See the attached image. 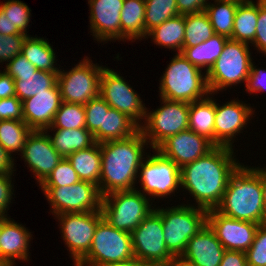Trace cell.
<instances>
[{
  "label": "cell",
  "instance_id": "obj_1",
  "mask_svg": "<svg viewBox=\"0 0 266 266\" xmlns=\"http://www.w3.org/2000/svg\"><path fill=\"white\" fill-rule=\"evenodd\" d=\"M233 154V148L215 146L180 168L181 187L194 197L197 207L208 211L220 204L231 175L241 165Z\"/></svg>",
  "mask_w": 266,
  "mask_h": 266
},
{
  "label": "cell",
  "instance_id": "obj_2",
  "mask_svg": "<svg viewBox=\"0 0 266 266\" xmlns=\"http://www.w3.org/2000/svg\"><path fill=\"white\" fill-rule=\"evenodd\" d=\"M145 145L148 142L140 130L126 139L100 143L102 167L98 189L102 197L115 191L136 189L138 170L146 159Z\"/></svg>",
  "mask_w": 266,
  "mask_h": 266
},
{
  "label": "cell",
  "instance_id": "obj_3",
  "mask_svg": "<svg viewBox=\"0 0 266 266\" xmlns=\"http://www.w3.org/2000/svg\"><path fill=\"white\" fill-rule=\"evenodd\" d=\"M215 210L229 218L266 224L261 168L240 165L231 175L222 200Z\"/></svg>",
  "mask_w": 266,
  "mask_h": 266
},
{
  "label": "cell",
  "instance_id": "obj_4",
  "mask_svg": "<svg viewBox=\"0 0 266 266\" xmlns=\"http://www.w3.org/2000/svg\"><path fill=\"white\" fill-rule=\"evenodd\" d=\"M201 73L181 53H176L160 79V98L192 103L211 95L207 75Z\"/></svg>",
  "mask_w": 266,
  "mask_h": 266
},
{
  "label": "cell",
  "instance_id": "obj_5",
  "mask_svg": "<svg viewBox=\"0 0 266 266\" xmlns=\"http://www.w3.org/2000/svg\"><path fill=\"white\" fill-rule=\"evenodd\" d=\"M190 205L154 208L162 219L165 245L174 257H181L188 241L207 223V210Z\"/></svg>",
  "mask_w": 266,
  "mask_h": 266
},
{
  "label": "cell",
  "instance_id": "obj_6",
  "mask_svg": "<svg viewBox=\"0 0 266 266\" xmlns=\"http://www.w3.org/2000/svg\"><path fill=\"white\" fill-rule=\"evenodd\" d=\"M141 190L115 191L102 197L103 219L118 230L131 233L154 210Z\"/></svg>",
  "mask_w": 266,
  "mask_h": 266
},
{
  "label": "cell",
  "instance_id": "obj_7",
  "mask_svg": "<svg viewBox=\"0 0 266 266\" xmlns=\"http://www.w3.org/2000/svg\"><path fill=\"white\" fill-rule=\"evenodd\" d=\"M249 44L228 39L222 53L207 72V83L212 95L232 85L247 81L251 68Z\"/></svg>",
  "mask_w": 266,
  "mask_h": 266
},
{
  "label": "cell",
  "instance_id": "obj_8",
  "mask_svg": "<svg viewBox=\"0 0 266 266\" xmlns=\"http://www.w3.org/2000/svg\"><path fill=\"white\" fill-rule=\"evenodd\" d=\"M134 257L131 233L102 219L94 232L89 252L75 266H100Z\"/></svg>",
  "mask_w": 266,
  "mask_h": 266
},
{
  "label": "cell",
  "instance_id": "obj_9",
  "mask_svg": "<svg viewBox=\"0 0 266 266\" xmlns=\"http://www.w3.org/2000/svg\"><path fill=\"white\" fill-rule=\"evenodd\" d=\"M161 99L164 105L154 111H146V122L140 125V131L153 149L169 136L188 129L190 103Z\"/></svg>",
  "mask_w": 266,
  "mask_h": 266
},
{
  "label": "cell",
  "instance_id": "obj_10",
  "mask_svg": "<svg viewBox=\"0 0 266 266\" xmlns=\"http://www.w3.org/2000/svg\"><path fill=\"white\" fill-rule=\"evenodd\" d=\"M87 58V59H86ZM70 71L58 72L57 85L62 102L85 105L99 96L102 66L86 57Z\"/></svg>",
  "mask_w": 266,
  "mask_h": 266
},
{
  "label": "cell",
  "instance_id": "obj_11",
  "mask_svg": "<svg viewBox=\"0 0 266 266\" xmlns=\"http://www.w3.org/2000/svg\"><path fill=\"white\" fill-rule=\"evenodd\" d=\"M161 216L153 210L131 232L134 257L148 266H164L174 256L168 251Z\"/></svg>",
  "mask_w": 266,
  "mask_h": 266
},
{
  "label": "cell",
  "instance_id": "obj_12",
  "mask_svg": "<svg viewBox=\"0 0 266 266\" xmlns=\"http://www.w3.org/2000/svg\"><path fill=\"white\" fill-rule=\"evenodd\" d=\"M51 204L52 214L85 213L101 210L102 196L98 186L88 182L63 187H41Z\"/></svg>",
  "mask_w": 266,
  "mask_h": 266
},
{
  "label": "cell",
  "instance_id": "obj_13",
  "mask_svg": "<svg viewBox=\"0 0 266 266\" xmlns=\"http://www.w3.org/2000/svg\"><path fill=\"white\" fill-rule=\"evenodd\" d=\"M153 150L156 151V155H147V159L142 161L138 170L139 182L143 189L141 193L149 195V199L150 196H170L181 187L180 167L157 149Z\"/></svg>",
  "mask_w": 266,
  "mask_h": 266
},
{
  "label": "cell",
  "instance_id": "obj_14",
  "mask_svg": "<svg viewBox=\"0 0 266 266\" xmlns=\"http://www.w3.org/2000/svg\"><path fill=\"white\" fill-rule=\"evenodd\" d=\"M55 217L60 221L61 237L76 265L90 250L95 229L103 219L102 211L64 213Z\"/></svg>",
  "mask_w": 266,
  "mask_h": 266
},
{
  "label": "cell",
  "instance_id": "obj_15",
  "mask_svg": "<svg viewBox=\"0 0 266 266\" xmlns=\"http://www.w3.org/2000/svg\"><path fill=\"white\" fill-rule=\"evenodd\" d=\"M99 95L111 108L127 114L139 126L141 120H145L147 108L139 95L120 74L110 68H103Z\"/></svg>",
  "mask_w": 266,
  "mask_h": 266
},
{
  "label": "cell",
  "instance_id": "obj_16",
  "mask_svg": "<svg viewBox=\"0 0 266 266\" xmlns=\"http://www.w3.org/2000/svg\"><path fill=\"white\" fill-rule=\"evenodd\" d=\"M207 224L226 250L246 252L252 245L260 224L226 217L211 209L207 211Z\"/></svg>",
  "mask_w": 266,
  "mask_h": 266
},
{
  "label": "cell",
  "instance_id": "obj_17",
  "mask_svg": "<svg viewBox=\"0 0 266 266\" xmlns=\"http://www.w3.org/2000/svg\"><path fill=\"white\" fill-rule=\"evenodd\" d=\"M22 157L31 168L37 182L41 184L63 159L53 148L49 134L44 130H33L27 137Z\"/></svg>",
  "mask_w": 266,
  "mask_h": 266
},
{
  "label": "cell",
  "instance_id": "obj_18",
  "mask_svg": "<svg viewBox=\"0 0 266 266\" xmlns=\"http://www.w3.org/2000/svg\"><path fill=\"white\" fill-rule=\"evenodd\" d=\"M214 147L208 139L187 129L169 136L156 149L181 168L203 157Z\"/></svg>",
  "mask_w": 266,
  "mask_h": 266
},
{
  "label": "cell",
  "instance_id": "obj_19",
  "mask_svg": "<svg viewBox=\"0 0 266 266\" xmlns=\"http://www.w3.org/2000/svg\"><path fill=\"white\" fill-rule=\"evenodd\" d=\"M252 107L232 100L220 106L215 101L214 146L232 148L233 138L241 133L254 111ZM232 141V142H231Z\"/></svg>",
  "mask_w": 266,
  "mask_h": 266
},
{
  "label": "cell",
  "instance_id": "obj_20",
  "mask_svg": "<svg viewBox=\"0 0 266 266\" xmlns=\"http://www.w3.org/2000/svg\"><path fill=\"white\" fill-rule=\"evenodd\" d=\"M90 29L98 41L120 40V14L124 0H88Z\"/></svg>",
  "mask_w": 266,
  "mask_h": 266
},
{
  "label": "cell",
  "instance_id": "obj_21",
  "mask_svg": "<svg viewBox=\"0 0 266 266\" xmlns=\"http://www.w3.org/2000/svg\"><path fill=\"white\" fill-rule=\"evenodd\" d=\"M62 103L58 85L22 101L23 120L32 130H45Z\"/></svg>",
  "mask_w": 266,
  "mask_h": 266
},
{
  "label": "cell",
  "instance_id": "obj_22",
  "mask_svg": "<svg viewBox=\"0 0 266 266\" xmlns=\"http://www.w3.org/2000/svg\"><path fill=\"white\" fill-rule=\"evenodd\" d=\"M225 248L206 223L189 241L181 257L194 266H219Z\"/></svg>",
  "mask_w": 266,
  "mask_h": 266
},
{
  "label": "cell",
  "instance_id": "obj_23",
  "mask_svg": "<svg viewBox=\"0 0 266 266\" xmlns=\"http://www.w3.org/2000/svg\"><path fill=\"white\" fill-rule=\"evenodd\" d=\"M31 232L24 226L10 220L8 216L1 217L0 257L10 266H15V260H27Z\"/></svg>",
  "mask_w": 266,
  "mask_h": 266
},
{
  "label": "cell",
  "instance_id": "obj_24",
  "mask_svg": "<svg viewBox=\"0 0 266 266\" xmlns=\"http://www.w3.org/2000/svg\"><path fill=\"white\" fill-rule=\"evenodd\" d=\"M211 96L190 103L188 129L214 145L215 101Z\"/></svg>",
  "mask_w": 266,
  "mask_h": 266
},
{
  "label": "cell",
  "instance_id": "obj_25",
  "mask_svg": "<svg viewBox=\"0 0 266 266\" xmlns=\"http://www.w3.org/2000/svg\"><path fill=\"white\" fill-rule=\"evenodd\" d=\"M67 159L71 162L73 169L81 181L91 182L99 187L102 159L99 143L73 152Z\"/></svg>",
  "mask_w": 266,
  "mask_h": 266
},
{
  "label": "cell",
  "instance_id": "obj_26",
  "mask_svg": "<svg viewBox=\"0 0 266 266\" xmlns=\"http://www.w3.org/2000/svg\"><path fill=\"white\" fill-rule=\"evenodd\" d=\"M228 38L219 34H214L204 42L193 46L183 47L181 54L200 70L206 68V74L214 65L215 61L222 53L223 47Z\"/></svg>",
  "mask_w": 266,
  "mask_h": 266
},
{
  "label": "cell",
  "instance_id": "obj_27",
  "mask_svg": "<svg viewBox=\"0 0 266 266\" xmlns=\"http://www.w3.org/2000/svg\"><path fill=\"white\" fill-rule=\"evenodd\" d=\"M53 136L49 135L53 148L67 158L73 152L87 149L97 142L94 135L87 128L53 129Z\"/></svg>",
  "mask_w": 266,
  "mask_h": 266
},
{
  "label": "cell",
  "instance_id": "obj_28",
  "mask_svg": "<svg viewBox=\"0 0 266 266\" xmlns=\"http://www.w3.org/2000/svg\"><path fill=\"white\" fill-rule=\"evenodd\" d=\"M120 15L121 40L145 38V0H124Z\"/></svg>",
  "mask_w": 266,
  "mask_h": 266
},
{
  "label": "cell",
  "instance_id": "obj_29",
  "mask_svg": "<svg viewBox=\"0 0 266 266\" xmlns=\"http://www.w3.org/2000/svg\"><path fill=\"white\" fill-rule=\"evenodd\" d=\"M259 15V0L241 2L237 6L231 40L253 43Z\"/></svg>",
  "mask_w": 266,
  "mask_h": 266
},
{
  "label": "cell",
  "instance_id": "obj_30",
  "mask_svg": "<svg viewBox=\"0 0 266 266\" xmlns=\"http://www.w3.org/2000/svg\"><path fill=\"white\" fill-rule=\"evenodd\" d=\"M150 36L153 42L165 48L175 49L181 53L185 37V15L170 18L151 29L146 37Z\"/></svg>",
  "mask_w": 266,
  "mask_h": 266
},
{
  "label": "cell",
  "instance_id": "obj_31",
  "mask_svg": "<svg viewBox=\"0 0 266 266\" xmlns=\"http://www.w3.org/2000/svg\"><path fill=\"white\" fill-rule=\"evenodd\" d=\"M58 73L37 70L35 73L18 74L14 78L16 97L24 101L40 92L57 86Z\"/></svg>",
  "mask_w": 266,
  "mask_h": 266
},
{
  "label": "cell",
  "instance_id": "obj_32",
  "mask_svg": "<svg viewBox=\"0 0 266 266\" xmlns=\"http://www.w3.org/2000/svg\"><path fill=\"white\" fill-rule=\"evenodd\" d=\"M21 54L37 70L58 73L60 70L54 65L56 63L55 52L44 38L28 36L23 44Z\"/></svg>",
  "mask_w": 266,
  "mask_h": 266
},
{
  "label": "cell",
  "instance_id": "obj_33",
  "mask_svg": "<svg viewBox=\"0 0 266 266\" xmlns=\"http://www.w3.org/2000/svg\"><path fill=\"white\" fill-rule=\"evenodd\" d=\"M214 2L215 4L209 3L204 12L209 18L214 33L231 39L234 18L239 3L231 0H215Z\"/></svg>",
  "mask_w": 266,
  "mask_h": 266
},
{
  "label": "cell",
  "instance_id": "obj_34",
  "mask_svg": "<svg viewBox=\"0 0 266 266\" xmlns=\"http://www.w3.org/2000/svg\"><path fill=\"white\" fill-rule=\"evenodd\" d=\"M139 130L140 126L127 114L113 108L104 110L103 142L126 139Z\"/></svg>",
  "mask_w": 266,
  "mask_h": 266
},
{
  "label": "cell",
  "instance_id": "obj_35",
  "mask_svg": "<svg viewBox=\"0 0 266 266\" xmlns=\"http://www.w3.org/2000/svg\"><path fill=\"white\" fill-rule=\"evenodd\" d=\"M32 131L24 120H0V144L11 156L13 152L22 153Z\"/></svg>",
  "mask_w": 266,
  "mask_h": 266
},
{
  "label": "cell",
  "instance_id": "obj_36",
  "mask_svg": "<svg viewBox=\"0 0 266 266\" xmlns=\"http://www.w3.org/2000/svg\"><path fill=\"white\" fill-rule=\"evenodd\" d=\"M214 30L207 14L202 11L185 15L183 47H193L213 36Z\"/></svg>",
  "mask_w": 266,
  "mask_h": 266
},
{
  "label": "cell",
  "instance_id": "obj_37",
  "mask_svg": "<svg viewBox=\"0 0 266 266\" xmlns=\"http://www.w3.org/2000/svg\"><path fill=\"white\" fill-rule=\"evenodd\" d=\"M86 128V116L84 105L62 102L60 108L55 113L53 122L49 128L52 129H78Z\"/></svg>",
  "mask_w": 266,
  "mask_h": 266
},
{
  "label": "cell",
  "instance_id": "obj_38",
  "mask_svg": "<svg viewBox=\"0 0 266 266\" xmlns=\"http://www.w3.org/2000/svg\"><path fill=\"white\" fill-rule=\"evenodd\" d=\"M178 15L176 0H145V38L151 29Z\"/></svg>",
  "mask_w": 266,
  "mask_h": 266
},
{
  "label": "cell",
  "instance_id": "obj_39",
  "mask_svg": "<svg viewBox=\"0 0 266 266\" xmlns=\"http://www.w3.org/2000/svg\"><path fill=\"white\" fill-rule=\"evenodd\" d=\"M110 108L100 95L84 105L86 128L94 135L96 142L99 144L103 143L104 110Z\"/></svg>",
  "mask_w": 266,
  "mask_h": 266
},
{
  "label": "cell",
  "instance_id": "obj_40",
  "mask_svg": "<svg viewBox=\"0 0 266 266\" xmlns=\"http://www.w3.org/2000/svg\"><path fill=\"white\" fill-rule=\"evenodd\" d=\"M79 181L81 180L73 169L71 162L67 158H63L39 186L63 187L78 183Z\"/></svg>",
  "mask_w": 266,
  "mask_h": 266
},
{
  "label": "cell",
  "instance_id": "obj_41",
  "mask_svg": "<svg viewBox=\"0 0 266 266\" xmlns=\"http://www.w3.org/2000/svg\"><path fill=\"white\" fill-rule=\"evenodd\" d=\"M1 10L21 33H28L26 30L29 26L31 10L26 3L19 0H8L1 4Z\"/></svg>",
  "mask_w": 266,
  "mask_h": 266
},
{
  "label": "cell",
  "instance_id": "obj_42",
  "mask_svg": "<svg viewBox=\"0 0 266 266\" xmlns=\"http://www.w3.org/2000/svg\"><path fill=\"white\" fill-rule=\"evenodd\" d=\"M245 253L248 266H266V224L259 225L253 243Z\"/></svg>",
  "mask_w": 266,
  "mask_h": 266
},
{
  "label": "cell",
  "instance_id": "obj_43",
  "mask_svg": "<svg viewBox=\"0 0 266 266\" xmlns=\"http://www.w3.org/2000/svg\"><path fill=\"white\" fill-rule=\"evenodd\" d=\"M28 34L0 35V63L9 62L15 56L21 54L23 44Z\"/></svg>",
  "mask_w": 266,
  "mask_h": 266
},
{
  "label": "cell",
  "instance_id": "obj_44",
  "mask_svg": "<svg viewBox=\"0 0 266 266\" xmlns=\"http://www.w3.org/2000/svg\"><path fill=\"white\" fill-rule=\"evenodd\" d=\"M0 120H23L22 101L16 96L0 99Z\"/></svg>",
  "mask_w": 266,
  "mask_h": 266
},
{
  "label": "cell",
  "instance_id": "obj_45",
  "mask_svg": "<svg viewBox=\"0 0 266 266\" xmlns=\"http://www.w3.org/2000/svg\"><path fill=\"white\" fill-rule=\"evenodd\" d=\"M252 45L266 55V0H259V15Z\"/></svg>",
  "mask_w": 266,
  "mask_h": 266
},
{
  "label": "cell",
  "instance_id": "obj_46",
  "mask_svg": "<svg viewBox=\"0 0 266 266\" xmlns=\"http://www.w3.org/2000/svg\"><path fill=\"white\" fill-rule=\"evenodd\" d=\"M246 91L250 94L266 91V70H261L251 62L250 72L246 81Z\"/></svg>",
  "mask_w": 266,
  "mask_h": 266
},
{
  "label": "cell",
  "instance_id": "obj_47",
  "mask_svg": "<svg viewBox=\"0 0 266 266\" xmlns=\"http://www.w3.org/2000/svg\"><path fill=\"white\" fill-rule=\"evenodd\" d=\"M5 72L13 79L18 74L35 73L36 67L33 66L22 54L15 56L6 64Z\"/></svg>",
  "mask_w": 266,
  "mask_h": 266
},
{
  "label": "cell",
  "instance_id": "obj_48",
  "mask_svg": "<svg viewBox=\"0 0 266 266\" xmlns=\"http://www.w3.org/2000/svg\"><path fill=\"white\" fill-rule=\"evenodd\" d=\"M11 175H0V217L7 216L5 213L9 210L13 194V185ZM7 210V211H6Z\"/></svg>",
  "mask_w": 266,
  "mask_h": 266
},
{
  "label": "cell",
  "instance_id": "obj_49",
  "mask_svg": "<svg viewBox=\"0 0 266 266\" xmlns=\"http://www.w3.org/2000/svg\"><path fill=\"white\" fill-rule=\"evenodd\" d=\"M208 0H176L179 15L199 13L205 10Z\"/></svg>",
  "mask_w": 266,
  "mask_h": 266
},
{
  "label": "cell",
  "instance_id": "obj_50",
  "mask_svg": "<svg viewBox=\"0 0 266 266\" xmlns=\"http://www.w3.org/2000/svg\"><path fill=\"white\" fill-rule=\"evenodd\" d=\"M219 266H248L246 253L242 251L225 250Z\"/></svg>",
  "mask_w": 266,
  "mask_h": 266
},
{
  "label": "cell",
  "instance_id": "obj_51",
  "mask_svg": "<svg viewBox=\"0 0 266 266\" xmlns=\"http://www.w3.org/2000/svg\"><path fill=\"white\" fill-rule=\"evenodd\" d=\"M16 96L14 79L0 71V99Z\"/></svg>",
  "mask_w": 266,
  "mask_h": 266
},
{
  "label": "cell",
  "instance_id": "obj_52",
  "mask_svg": "<svg viewBox=\"0 0 266 266\" xmlns=\"http://www.w3.org/2000/svg\"><path fill=\"white\" fill-rule=\"evenodd\" d=\"M0 144V175H12L14 170V159Z\"/></svg>",
  "mask_w": 266,
  "mask_h": 266
},
{
  "label": "cell",
  "instance_id": "obj_53",
  "mask_svg": "<svg viewBox=\"0 0 266 266\" xmlns=\"http://www.w3.org/2000/svg\"><path fill=\"white\" fill-rule=\"evenodd\" d=\"M21 34L16 26H13L8 17L5 16L4 12L0 9V35H14Z\"/></svg>",
  "mask_w": 266,
  "mask_h": 266
},
{
  "label": "cell",
  "instance_id": "obj_54",
  "mask_svg": "<svg viewBox=\"0 0 266 266\" xmlns=\"http://www.w3.org/2000/svg\"><path fill=\"white\" fill-rule=\"evenodd\" d=\"M100 266H148L147 264L143 263L139 259L133 257L125 261H120L116 263H109L105 265H100Z\"/></svg>",
  "mask_w": 266,
  "mask_h": 266
},
{
  "label": "cell",
  "instance_id": "obj_55",
  "mask_svg": "<svg viewBox=\"0 0 266 266\" xmlns=\"http://www.w3.org/2000/svg\"><path fill=\"white\" fill-rule=\"evenodd\" d=\"M164 266H194L191 262L184 260L182 257H174Z\"/></svg>",
  "mask_w": 266,
  "mask_h": 266
},
{
  "label": "cell",
  "instance_id": "obj_56",
  "mask_svg": "<svg viewBox=\"0 0 266 266\" xmlns=\"http://www.w3.org/2000/svg\"><path fill=\"white\" fill-rule=\"evenodd\" d=\"M261 186L263 194V204L266 209V168H261Z\"/></svg>",
  "mask_w": 266,
  "mask_h": 266
},
{
  "label": "cell",
  "instance_id": "obj_57",
  "mask_svg": "<svg viewBox=\"0 0 266 266\" xmlns=\"http://www.w3.org/2000/svg\"><path fill=\"white\" fill-rule=\"evenodd\" d=\"M0 266H10L5 260L0 257Z\"/></svg>",
  "mask_w": 266,
  "mask_h": 266
},
{
  "label": "cell",
  "instance_id": "obj_58",
  "mask_svg": "<svg viewBox=\"0 0 266 266\" xmlns=\"http://www.w3.org/2000/svg\"><path fill=\"white\" fill-rule=\"evenodd\" d=\"M231 1H236L238 3H241V2H246V1H249V0H231Z\"/></svg>",
  "mask_w": 266,
  "mask_h": 266
},
{
  "label": "cell",
  "instance_id": "obj_59",
  "mask_svg": "<svg viewBox=\"0 0 266 266\" xmlns=\"http://www.w3.org/2000/svg\"><path fill=\"white\" fill-rule=\"evenodd\" d=\"M0 233H1V217H0Z\"/></svg>",
  "mask_w": 266,
  "mask_h": 266
}]
</instances>
